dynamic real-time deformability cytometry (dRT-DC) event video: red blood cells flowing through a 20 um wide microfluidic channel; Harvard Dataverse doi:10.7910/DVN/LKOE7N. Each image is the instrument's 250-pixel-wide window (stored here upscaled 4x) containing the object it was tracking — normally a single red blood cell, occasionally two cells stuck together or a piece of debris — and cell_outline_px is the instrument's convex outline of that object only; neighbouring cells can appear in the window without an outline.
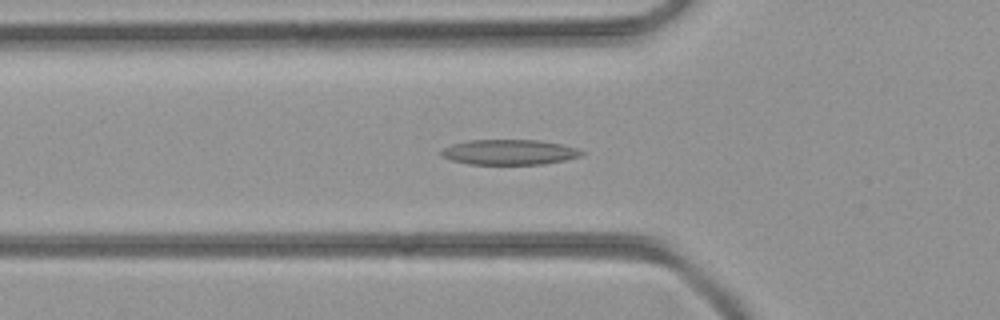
{"species": "common noctule bat (a hibernating species)", "species_latin": "Nyctalus noctula", "temperature_condition": "room temperature", "stored_images_in_passage": 14, "camera_frame_rate_fps": 3000, "um_per_image_px": 0.085, "animal": {"sex": "female", "body_mass_g": 21.9}, "frame": {"image": 1, "passage_image": 14, "time_ms": 4.333, "image_size_px": [1000, 320], "cell_outline_px": [[584, 152], [580, 156], [564, 160], [544, 164], [468, 164], [452, 160], [440, 156], [440, 152], [444, 148], [452, 144], [468, 140], [540, 140], [560, 144], [576, 148]], "centroid_in_image_um": [43.26, 12.93], "position_along_channel_um": 82.5, "area_um2": 20.52}}